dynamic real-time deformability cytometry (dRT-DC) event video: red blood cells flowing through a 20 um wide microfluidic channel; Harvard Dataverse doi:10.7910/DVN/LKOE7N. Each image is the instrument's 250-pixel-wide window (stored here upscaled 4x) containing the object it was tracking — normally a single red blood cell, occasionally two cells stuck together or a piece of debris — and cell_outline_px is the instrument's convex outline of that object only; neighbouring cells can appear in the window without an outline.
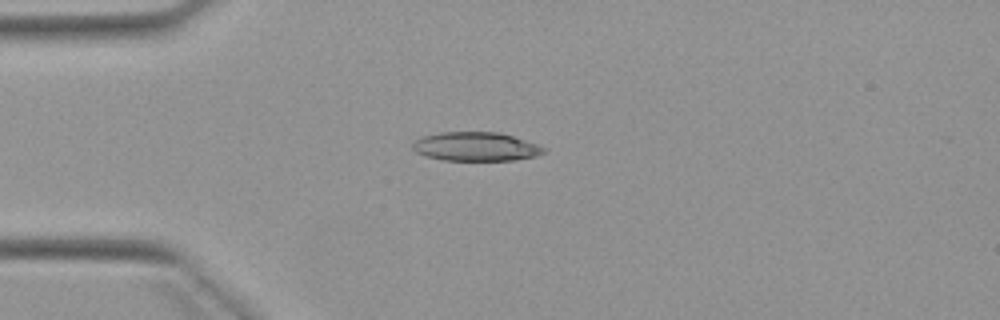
{"species": "Egyptian fruit bat (a non-hibernating species)", "species_latin": "Rousettus aegyptiacus", "temperature_condition": "warm", "stored_images_in_passage": 5, "camera_frame_rate_fps": 3000, "um_per_image_px": 0.085, "animal": {"sex": "female"}, "frame": {"image": 1, "passage_image": 4, "time_ms": 3.667, "image_size_px": [1000, 320], "cell_outline_px": [[548, 148], [544, 152], [536, 156], [512, 160], [440, 160], [424, 156], [416, 152], [412, 148], [412, 140], [420, 136], [440, 132], [500, 132]], "centroid_in_image_um": [40.37, 12.45], "position_along_channel_um": 44.6, "area_um2": 22.25}}